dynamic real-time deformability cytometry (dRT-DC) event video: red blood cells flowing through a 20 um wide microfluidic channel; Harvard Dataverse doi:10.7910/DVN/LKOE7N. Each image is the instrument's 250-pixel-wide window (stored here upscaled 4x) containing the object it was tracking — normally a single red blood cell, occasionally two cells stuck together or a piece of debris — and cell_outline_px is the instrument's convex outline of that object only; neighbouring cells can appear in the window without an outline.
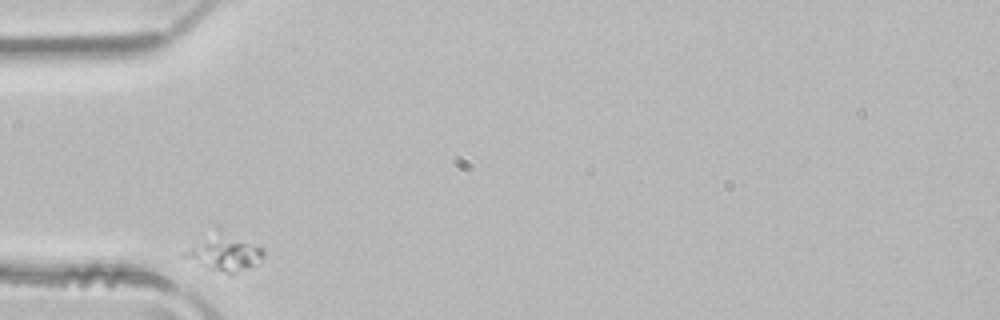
{"species": "common noctule bat (a hibernating species)", "species_latin": "Nyctalus noctula", "temperature_condition": "room temperature", "stored_images_in_passage": 5, "camera_frame_rate_fps": 3000, "um_per_image_px": 0.085, "animal": {"sex": "male", "body_mass_g": 21.5, "forearm_length_mm": 52.0}, "frame": {"image": 1, "passage_image": 1, "time_ms": 0.0, "image_size_px": [1000, 320], "cell_outline_px": [[264, 256], [252, 264], [232, 276], [180, 256], [180, 252], [192, 240], [208, 240], [244, 244], [264, 248]], "centroid_in_image_um": [18.92, 21.69], "position_along_channel_um": 66.1, "area_um2": 13.93}}
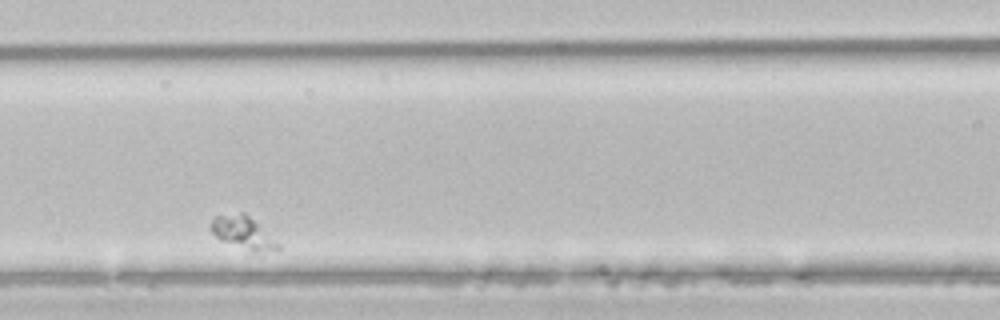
{"frame": {"image": 2, "passage_image": 3, "time_ms": 0.667, "image_size_px": [1000, 320], "cell_outline_px": [[280, 248], [256, 252], [252, 252], [220, 240], [212, 232], [212, 216], [240, 212], [244, 212], [280, 244]], "centroid_in_image_um": [20.63, 19.77], "position_along_channel_um": 146.0, "area_um2": 12.43}}
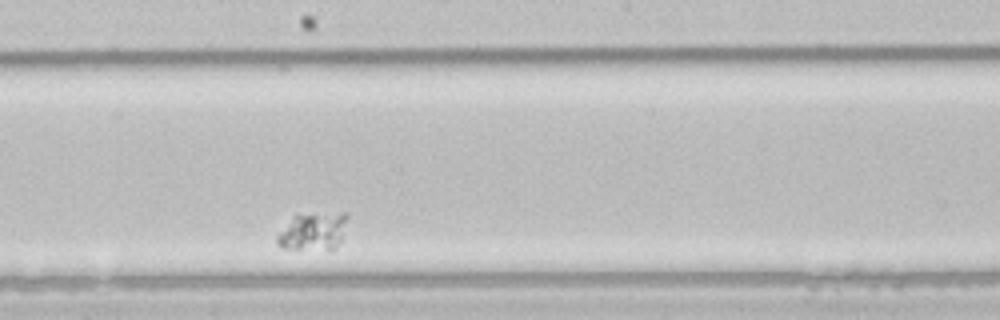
{"frame": {"image": 3, "passage_image": 5, "time_ms": 1.333, "image_size_px": [1000, 320], "cell_outline_px": [[348, 216], [340, 240], [336, 248], [280, 248], [276, 244], [276, 236], [292, 216], [340, 212], [348, 212]], "centroid_in_image_um": [26.59, 19.64], "position_along_channel_um": 221.6, "area_um2": 15.09}}